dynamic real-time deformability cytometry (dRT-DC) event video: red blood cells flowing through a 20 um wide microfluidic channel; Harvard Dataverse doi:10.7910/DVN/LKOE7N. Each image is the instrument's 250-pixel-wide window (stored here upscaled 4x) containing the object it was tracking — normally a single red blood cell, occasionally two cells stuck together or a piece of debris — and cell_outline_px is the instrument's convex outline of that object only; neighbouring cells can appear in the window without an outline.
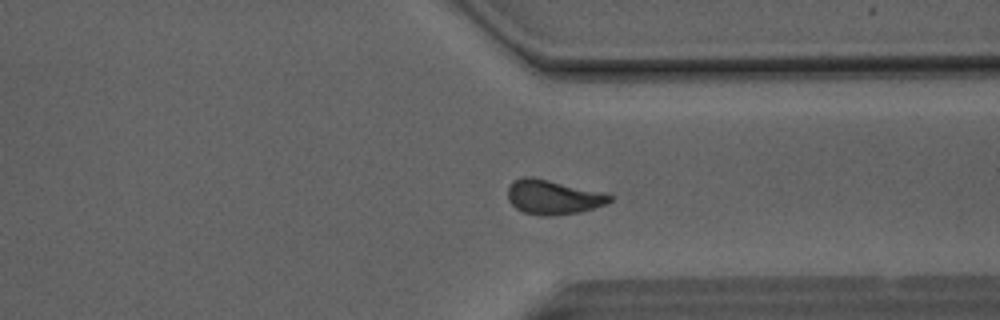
{"species": "Egyptian fruit bat (a non-hibernating species)", "species_latin": "Rousettus aegyptiacus", "temperature_condition": "room temperature", "stored_images_in_passage": 48, "camera_frame_rate_fps": 3000, "um_per_image_px": 0.085, "animal": {"sex": "male"}, "frame": {"image": 1, "passage_image": 35, "time_ms": 11.333, "image_size_px": [1000, 320], "cell_outline_px": [[612, 200], [604, 204], [580, 212], [548, 216], [540, 216], [524, 212], [516, 208], [508, 200], [508, 184], [512, 180], [520, 176], [532, 176], [600, 192], [612, 196]], "centroid_in_image_um": [46.92, 16.74], "position_along_channel_um": 364.5, "area_um2": 20.35}, "authors_computed_cell_mechanics": {"area_um2": 20.6346, "velocity_mm_per_s": 4.1247, "shape_relaxation_time_tau1_ms": null, "shape_relaxation_time_tau2_ms": 1.2564, "deformation_change_tau1": null, "deformation_change_tau2": 0.0667}}